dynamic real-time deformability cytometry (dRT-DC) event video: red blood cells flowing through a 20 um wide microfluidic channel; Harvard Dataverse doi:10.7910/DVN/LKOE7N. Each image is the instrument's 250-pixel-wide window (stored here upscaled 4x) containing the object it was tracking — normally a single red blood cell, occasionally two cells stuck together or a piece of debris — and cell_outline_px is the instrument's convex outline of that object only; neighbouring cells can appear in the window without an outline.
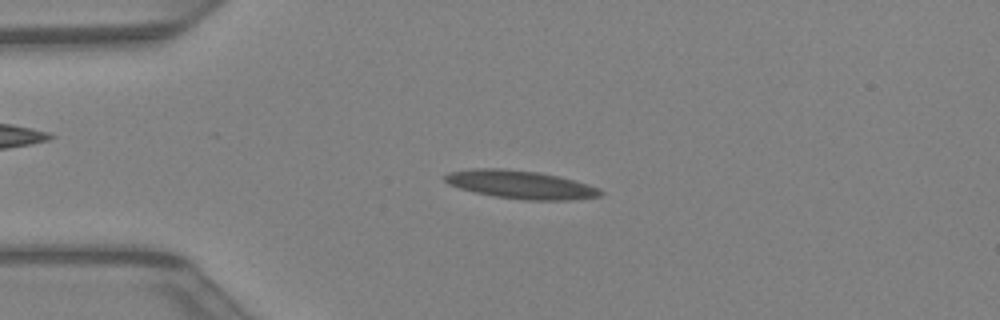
{"species": "Egyptian fruit bat (a non-hibernating species)", "species_latin": "Rousettus aegyptiacus", "temperature_condition": "warm", "stored_images_in_passage": 42, "camera_frame_rate_fps": 3000, "um_per_image_px": 0.085, "animal": {"sex": "female"}, "frame": {"image": 1, "passage_image": 10, "time_ms": 3.0, "image_size_px": [1000, 320], "cell_outline_px": [[604, 192], [600, 196], [568, 200], [528, 200], [496, 196], [476, 192], [460, 188], [448, 184], [444, 180], [444, 176], [448, 172], [472, 168], [500, 168], [540, 172], [560, 176], [588, 184], [600, 188]], "centroid_in_image_um": [44.26, 15.68], "position_along_channel_um": 40.7, "area_um2": 25.55}}
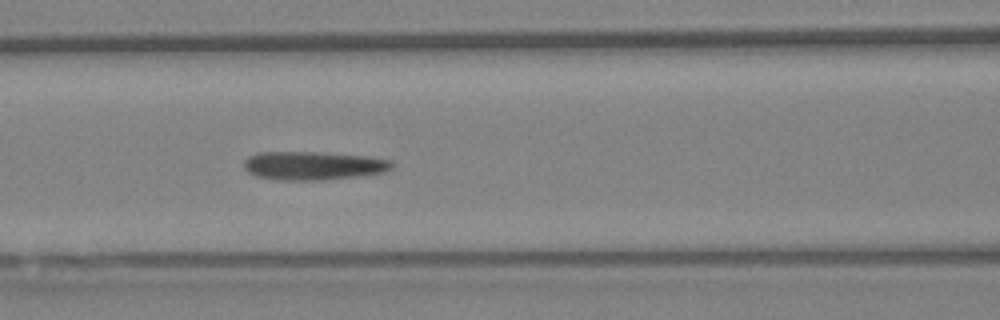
{"frame": {"image": 2, "passage_image": 18, "time_ms": 5.667, "image_size_px": [1000, 320], "cell_outline_px": [[396, 164], [392, 168], [384, 172], [360, 176], [324, 180], [276, 180], [256, 176], [248, 172], [244, 168], [244, 160], [248, 156], [256, 152], [312, 152], [364, 156], [392, 160]], "centroid_in_image_um": [26.61, 14.09], "position_along_channel_um": 140.0, "area_um2": 24.74}}
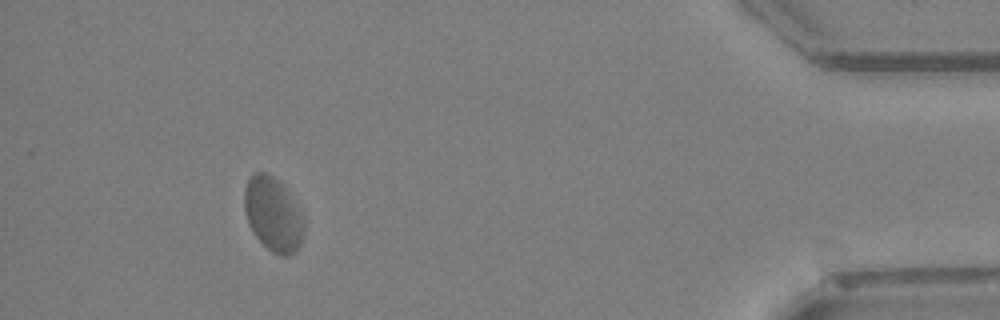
{"frame": {"image": 3, "passage_image": 39, "time_ms": 12.667, "image_size_px": [1000, 320], "cell_outline_px": [[304, 232], [300, 244], [296, 252], [288, 256], [280, 256], [272, 252], [252, 232], [244, 212], [244, 188], [248, 180], [256, 172], [264, 172], [272, 176], [284, 184], [304, 224]], "centroid_in_image_um": [23.18, 18.23], "position_along_channel_um": 412.0, "area_um2": 25.43}}